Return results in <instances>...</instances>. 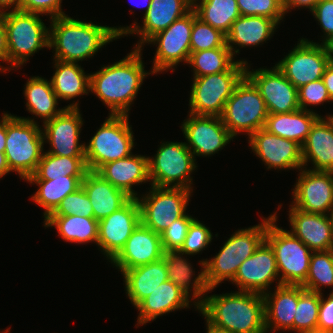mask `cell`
<instances>
[{"label": "cell", "instance_id": "cell-1", "mask_svg": "<svg viewBox=\"0 0 333 333\" xmlns=\"http://www.w3.org/2000/svg\"><path fill=\"white\" fill-rule=\"evenodd\" d=\"M142 49H133L124 58L90 73V94H95L110 110L109 115H129L131 105L148 75Z\"/></svg>", "mask_w": 333, "mask_h": 333}, {"label": "cell", "instance_id": "cell-2", "mask_svg": "<svg viewBox=\"0 0 333 333\" xmlns=\"http://www.w3.org/2000/svg\"><path fill=\"white\" fill-rule=\"evenodd\" d=\"M208 288L198 312L212 326L230 333H266L263 294L245 291L211 294Z\"/></svg>", "mask_w": 333, "mask_h": 333}, {"label": "cell", "instance_id": "cell-3", "mask_svg": "<svg viewBox=\"0 0 333 333\" xmlns=\"http://www.w3.org/2000/svg\"><path fill=\"white\" fill-rule=\"evenodd\" d=\"M49 48L53 59L80 63L94 57V54L114 40L121 38L107 25L77 20L69 15L49 19Z\"/></svg>", "mask_w": 333, "mask_h": 333}, {"label": "cell", "instance_id": "cell-4", "mask_svg": "<svg viewBox=\"0 0 333 333\" xmlns=\"http://www.w3.org/2000/svg\"><path fill=\"white\" fill-rule=\"evenodd\" d=\"M261 219L258 225L236 230L213 258L202 259L208 288H217L223 281L232 282L239 266L265 240L267 217Z\"/></svg>", "mask_w": 333, "mask_h": 333}, {"label": "cell", "instance_id": "cell-5", "mask_svg": "<svg viewBox=\"0 0 333 333\" xmlns=\"http://www.w3.org/2000/svg\"><path fill=\"white\" fill-rule=\"evenodd\" d=\"M44 151V136L37 120L6 112L4 153L10 171L26 181L36 171Z\"/></svg>", "mask_w": 333, "mask_h": 333}, {"label": "cell", "instance_id": "cell-6", "mask_svg": "<svg viewBox=\"0 0 333 333\" xmlns=\"http://www.w3.org/2000/svg\"><path fill=\"white\" fill-rule=\"evenodd\" d=\"M40 16L21 10L4 14L9 64L5 67V74L19 69L41 49H50L49 27Z\"/></svg>", "mask_w": 333, "mask_h": 333}, {"label": "cell", "instance_id": "cell-7", "mask_svg": "<svg viewBox=\"0 0 333 333\" xmlns=\"http://www.w3.org/2000/svg\"><path fill=\"white\" fill-rule=\"evenodd\" d=\"M247 60L237 61L225 72L193 77L189 97V113L221 117L226 101L246 75Z\"/></svg>", "mask_w": 333, "mask_h": 333}, {"label": "cell", "instance_id": "cell-8", "mask_svg": "<svg viewBox=\"0 0 333 333\" xmlns=\"http://www.w3.org/2000/svg\"><path fill=\"white\" fill-rule=\"evenodd\" d=\"M129 115H109L87 144L85 161L89 171L133 154L136 146Z\"/></svg>", "mask_w": 333, "mask_h": 333}, {"label": "cell", "instance_id": "cell-9", "mask_svg": "<svg viewBox=\"0 0 333 333\" xmlns=\"http://www.w3.org/2000/svg\"><path fill=\"white\" fill-rule=\"evenodd\" d=\"M277 211L267 217L265 240L275 253L282 285H302L309 271L312 251L289 230L277 225Z\"/></svg>", "mask_w": 333, "mask_h": 333}, {"label": "cell", "instance_id": "cell-10", "mask_svg": "<svg viewBox=\"0 0 333 333\" xmlns=\"http://www.w3.org/2000/svg\"><path fill=\"white\" fill-rule=\"evenodd\" d=\"M156 154L148 156L151 185L193 191L192 173L198 165L184 142L161 141Z\"/></svg>", "mask_w": 333, "mask_h": 333}, {"label": "cell", "instance_id": "cell-11", "mask_svg": "<svg viewBox=\"0 0 333 333\" xmlns=\"http://www.w3.org/2000/svg\"><path fill=\"white\" fill-rule=\"evenodd\" d=\"M268 112L264 99L254 83L245 75L226 101L221 119L235 138L239 134L248 137L264 128Z\"/></svg>", "mask_w": 333, "mask_h": 333}, {"label": "cell", "instance_id": "cell-12", "mask_svg": "<svg viewBox=\"0 0 333 333\" xmlns=\"http://www.w3.org/2000/svg\"><path fill=\"white\" fill-rule=\"evenodd\" d=\"M148 189L146 194L137 197L141 223L161 234L173 221L186 214L193 191L153 185Z\"/></svg>", "mask_w": 333, "mask_h": 333}, {"label": "cell", "instance_id": "cell-13", "mask_svg": "<svg viewBox=\"0 0 333 333\" xmlns=\"http://www.w3.org/2000/svg\"><path fill=\"white\" fill-rule=\"evenodd\" d=\"M193 27V9L177 19L168 28L154 35L146 44L156 46L151 71L161 74L168 70L174 72L180 62L187 64L191 48V31Z\"/></svg>", "mask_w": 333, "mask_h": 333}, {"label": "cell", "instance_id": "cell-14", "mask_svg": "<svg viewBox=\"0 0 333 333\" xmlns=\"http://www.w3.org/2000/svg\"><path fill=\"white\" fill-rule=\"evenodd\" d=\"M330 56L326 44L307 38L298 39L297 45L275 65L298 89L312 81L322 79Z\"/></svg>", "mask_w": 333, "mask_h": 333}, {"label": "cell", "instance_id": "cell-15", "mask_svg": "<svg viewBox=\"0 0 333 333\" xmlns=\"http://www.w3.org/2000/svg\"><path fill=\"white\" fill-rule=\"evenodd\" d=\"M193 9V0H151L150 7L143 13V20L140 23L134 21L126 27H113L120 36L137 35L135 49H143L144 45L157 33L168 28L177 19L183 17ZM128 34V35H127Z\"/></svg>", "mask_w": 333, "mask_h": 333}, {"label": "cell", "instance_id": "cell-16", "mask_svg": "<svg viewBox=\"0 0 333 333\" xmlns=\"http://www.w3.org/2000/svg\"><path fill=\"white\" fill-rule=\"evenodd\" d=\"M292 189V203L296 209L315 214L333 212V173L302 168Z\"/></svg>", "mask_w": 333, "mask_h": 333}, {"label": "cell", "instance_id": "cell-17", "mask_svg": "<svg viewBox=\"0 0 333 333\" xmlns=\"http://www.w3.org/2000/svg\"><path fill=\"white\" fill-rule=\"evenodd\" d=\"M250 65L246 64V76L260 91L268 114L288 113L300 109L298 89L276 65L269 69L258 68L255 71L250 70Z\"/></svg>", "mask_w": 333, "mask_h": 333}, {"label": "cell", "instance_id": "cell-18", "mask_svg": "<svg viewBox=\"0 0 333 333\" xmlns=\"http://www.w3.org/2000/svg\"><path fill=\"white\" fill-rule=\"evenodd\" d=\"M80 107H66L58 116L42 126L44 143L49 154L67 157H85V142L80 143L84 120Z\"/></svg>", "mask_w": 333, "mask_h": 333}, {"label": "cell", "instance_id": "cell-19", "mask_svg": "<svg viewBox=\"0 0 333 333\" xmlns=\"http://www.w3.org/2000/svg\"><path fill=\"white\" fill-rule=\"evenodd\" d=\"M181 131L186 146L197 157H210L221 151L234 137L223 124L221 117L198 116L188 113L183 120Z\"/></svg>", "mask_w": 333, "mask_h": 333}, {"label": "cell", "instance_id": "cell-20", "mask_svg": "<svg viewBox=\"0 0 333 333\" xmlns=\"http://www.w3.org/2000/svg\"><path fill=\"white\" fill-rule=\"evenodd\" d=\"M248 138L249 146L267 170H295L303 168L302 146L297 142L269 133L262 128ZM298 170V171H297Z\"/></svg>", "mask_w": 333, "mask_h": 333}, {"label": "cell", "instance_id": "cell-21", "mask_svg": "<svg viewBox=\"0 0 333 333\" xmlns=\"http://www.w3.org/2000/svg\"><path fill=\"white\" fill-rule=\"evenodd\" d=\"M276 287L280 283L275 253L270 244L264 240L256 251L238 268L231 282L238 291L264 294L272 290V283Z\"/></svg>", "mask_w": 333, "mask_h": 333}, {"label": "cell", "instance_id": "cell-22", "mask_svg": "<svg viewBox=\"0 0 333 333\" xmlns=\"http://www.w3.org/2000/svg\"><path fill=\"white\" fill-rule=\"evenodd\" d=\"M141 222L137 198L98 221V250L110 262L124 247L133 230Z\"/></svg>", "mask_w": 333, "mask_h": 333}, {"label": "cell", "instance_id": "cell-23", "mask_svg": "<svg viewBox=\"0 0 333 333\" xmlns=\"http://www.w3.org/2000/svg\"><path fill=\"white\" fill-rule=\"evenodd\" d=\"M163 253L160 234L140 222L124 247L110 262L122 273L125 270L157 261L163 257Z\"/></svg>", "mask_w": 333, "mask_h": 333}, {"label": "cell", "instance_id": "cell-24", "mask_svg": "<svg viewBox=\"0 0 333 333\" xmlns=\"http://www.w3.org/2000/svg\"><path fill=\"white\" fill-rule=\"evenodd\" d=\"M290 232L312 252L333 249V233L330 215L304 212L289 205Z\"/></svg>", "mask_w": 333, "mask_h": 333}, {"label": "cell", "instance_id": "cell-25", "mask_svg": "<svg viewBox=\"0 0 333 333\" xmlns=\"http://www.w3.org/2000/svg\"><path fill=\"white\" fill-rule=\"evenodd\" d=\"M301 285H280L263 294L266 333L293 331V322ZM270 331V332H269Z\"/></svg>", "mask_w": 333, "mask_h": 333}, {"label": "cell", "instance_id": "cell-26", "mask_svg": "<svg viewBox=\"0 0 333 333\" xmlns=\"http://www.w3.org/2000/svg\"><path fill=\"white\" fill-rule=\"evenodd\" d=\"M192 302L178 286L172 281L167 280L135 307L139 311L136 321L137 325L135 326L138 328L151 321H155L158 316L160 317L180 309H187L191 305L197 311L198 307Z\"/></svg>", "mask_w": 333, "mask_h": 333}, {"label": "cell", "instance_id": "cell-27", "mask_svg": "<svg viewBox=\"0 0 333 333\" xmlns=\"http://www.w3.org/2000/svg\"><path fill=\"white\" fill-rule=\"evenodd\" d=\"M303 168L311 163V170H333V115L321 116L312 126L302 145Z\"/></svg>", "mask_w": 333, "mask_h": 333}, {"label": "cell", "instance_id": "cell-28", "mask_svg": "<svg viewBox=\"0 0 333 333\" xmlns=\"http://www.w3.org/2000/svg\"><path fill=\"white\" fill-rule=\"evenodd\" d=\"M187 256L179 251H164V264L168 272V280L178 286L199 307L208 291L204 262L199 261L201 270L195 275L193 266Z\"/></svg>", "mask_w": 333, "mask_h": 333}, {"label": "cell", "instance_id": "cell-29", "mask_svg": "<svg viewBox=\"0 0 333 333\" xmlns=\"http://www.w3.org/2000/svg\"><path fill=\"white\" fill-rule=\"evenodd\" d=\"M97 173L132 198H137L140 195L133 190L134 186L148 182L151 185L148 156L141 154H131L126 158L106 163Z\"/></svg>", "mask_w": 333, "mask_h": 333}, {"label": "cell", "instance_id": "cell-30", "mask_svg": "<svg viewBox=\"0 0 333 333\" xmlns=\"http://www.w3.org/2000/svg\"><path fill=\"white\" fill-rule=\"evenodd\" d=\"M278 26L275 20L264 16H240L226 35L227 46L235 58L241 48L262 46L273 37Z\"/></svg>", "mask_w": 333, "mask_h": 333}, {"label": "cell", "instance_id": "cell-31", "mask_svg": "<svg viewBox=\"0 0 333 333\" xmlns=\"http://www.w3.org/2000/svg\"><path fill=\"white\" fill-rule=\"evenodd\" d=\"M81 187L90 200L94 218L97 221L117 211L132 198L125 191L114 187L95 171L86 173Z\"/></svg>", "mask_w": 333, "mask_h": 333}, {"label": "cell", "instance_id": "cell-32", "mask_svg": "<svg viewBox=\"0 0 333 333\" xmlns=\"http://www.w3.org/2000/svg\"><path fill=\"white\" fill-rule=\"evenodd\" d=\"M164 257L148 263L123 271L124 287L126 296L134 308L148 295L168 280Z\"/></svg>", "mask_w": 333, "mask_h": 333}, {"label": "cell", "instance_id": "cell-33", "mask_svg": "<svg viewBox=\"0 0 333 333\" xmlns=\"http://www.w3.org/2000/svg\"><path fill=\"white\" fill-rule=\"evenodd\" d=\"M24 86L26 110L43 120L42 124L58 116L66 107H79L77 100L78 102L73 101L63 108H58L59 99L53 91L51 81L42 76L28 78Z\"/></svg>", "mask_w": 333, "mask_h": 333}, {"label": "cell", "instance_id": "cell-34", "mask_svg": "<svg viewBox=\"0 0 333 333\" xmlns=\"http://www.w3.org/2000/svg\"><path fill=\"white\" fill-rule=\"evenodd\" d=\"M55 68L50 78L52 88L59 101H69L90 93V74L79 63L53 59Z\"/></svg>", "mask_w": 333, "mask_h": 333}, {"label": "cell", "instance_id": "cell-35", "mask_svg": "<svg viewBox=\"0 0 333 333\" xmlns=\"http://www.w3.org/2000/svg\"><path fill=\"white\" fill-rule=\"evenodd\" d=\"M320 117L321 115L317 112L301 109L288 113L268 114L264 129L302 146L312 126Z\"/></svg>", "mask_w": 333, "mask_h": 333}, {"label": "cell", "instance_id": "cell-36", "mask_svg": "<svg viewBox=\"0 0 333 333\" xmlns=\"http://www.w3.org/2000/svg\"><path fill=\"white\" fill-rule=\"evenodd\" d=\"M83 179L84 177L64 176V178H53L52 180L26 181L38 186L30 199L44 209L43 218L45 220L68 194L81 188Z\"/></svg>", "mask_w": 333, "mask_h": 333}, {"label": "cell", "instance_id": "cell-37", "mask_svg": "<svg viewBox=\"0 0 333 333\" xmlns=\"http://www.w3.org/2000/svg\"><path fill=\"white\" fill-rule=\"evenodd\" d=\"M44 228H55L65 242L86 244L98 242V221L82 216H48Z\"/></svg>", "mask_w": 333, "mask_h": 333}, {"label": "cell", "instance_id": "cell-38", "mask_svg": "<svg viewBox=\"0 0 333 333\" xmlns=\"http://www.w3.org/2000/svg\"><path fill=\"white\" fill-rule=\"evenodd\" d=\"M196 16L225 35L241 16L236 0H193Z\"/></svg>", "mask_w": 333, "mask_h": 333}, {"label": "cell", "instance_id": "cell-39", "mask_svg": "<svg viewBox=\"0 0 333 333\" xmlns=\"http://www.w3.org/2000/svg\"><path fill=\"white\" fill-rule=\"evenodd\" d=\"M85 157H67L43 153L37 169L27 180H52L64 176L85 177L88 172Z\"/></svg>", "mask_w": 333, "mask_h": 333}, {"label": "cell", "instance_id": "cell-40", "mask_svg": "<svg viewBox=\"0 0 333 333\" xmlns=\"http://www.w3.org/2000/svg\"><path fill=\"white\" fill-rule=\"evenodd\" d=\"M237 60L228 46L191 52L187 64L192 67L193 77L227 71Z\"/></svg>", "mask_w": 333, "mask_h": 333}, {"label": "cell", "instance_id": "cell-41", "mask_svg": "<svg viewBox=\"0 0 333 333\" xmlns=\"http://www.w3.org/2000/svg\"><path fill=\"white\" fill-rule=\"evenodd\" d=\"M301 286L319 294L323 293L322 288L324 287L333 288V249L312 252L309 271L305 282Z\"/></svg>", "mask_w": 333, "mask_h": 333}, {"label": "cell", "instance_id": "cell-42", "mask_svg": "<svg viewBox=\"0 0 333 333\" xmlns=\"http://www.w3.org/2000/svg\"><path fill=\"white\" fill-rule=\"evenodd\" d=\"M320 307V294L301 286L293 322L294 333L317 328Z\"/></svg>", "mask_w": 333, "mask_h": 333}, {"label": "cell", "instance_id": "cell-43", "mask_svg": "<svg viewBox=\"0 0 333 333\" xmlns=\"http://www.w3.org/2000/svg\"><path fill=\"white\" fill-rule=\"evenodd\" d=\"M227 46L226 35L204 23L193 10V27L191 31V52L203 51L213 48Z\"/></svg>", "mask_w": 333, "mask_h": 333}, {"label": "cell", "instance_id": "cell-44", "mask_svg": "<svg viewBox=\"0 0 333 333\" xmlns=\"http://www.w3.org/2000/svg\"><path fill=\"white\" fill-rule=\"evenodd\" d=\"M241 16H264L279 25L285 18L283 0H236Z\"/></svg>", "mask_w": 333, "mask_h": 333}, {"label": "cell", "instance_id": "cell-45", "mask_svg": "<svg viewBox=\"0 0 333 333\" xmlns=\"http://www.w3.org/2000/svg\"><path fill=\"white\" fill-rule=\"evenodd\" d=\"M70 215L94 218L92 205L82 187L76 192L68 194L49 216Z\"/></svg>", "mask_w": 333, "mask_h": 333}, {"label": "cell", "instance_id": "cell-46", "mask_svg": "<svg viewBox=\"0 0 333 333\" xmlns=\"http://www.w3.org/2000/svg\"><path fill=\"white\" fill-rule=\"evenodd\" d=\"M213 239V233L205 224L194 219L189 226L187 236L178 250L179 252L195 256L205 250Z\"/></svg>", "mask_w": 333, "mask_h": 333}, {"label": "cell", "instance_id": "cell-47", "mask_svg": "<svg viewBox=\"0 0 333 333\" xmlns=\"http://www.w3.org/2000/svg\"><path fill=\"white\" fill-rule=\"evenodd\" d=\"M195 219L186 213L183 217L173 221L170 226L164 230L161 236V243L164 251H178L188 233L189 226Z\"/></svg>", "mask_w": 333, "mask_h": 333}, {"label": "cell", "instance_id": "cell-48", "mask_svg": "<svg viewBox=\"0 0 333 333\" xmlns=\"http://www.w3.org/2000/svg\"><path fill=\"white\" fill-rule=\"evenodd\" d=\"M333 102L322 79L312 81L298 88V103L301 110L315 112L311 106ZM310 106V108H309Z\"/></svg>", "mask_w": 333, "mask_h": 333}, {"label": "cell", "instance_id": "cell-49", "mask_svg": "<svg viewBox=\"0 0 333 333\" xmlns=\"http://www.w3.org/2000/svg\"><path fill=\"white\" fill-rule=\"evenodd\" d=\"M311 14L323 32L322 40H320L322 42L319 41V44H326L333 38V1L320 0Z\"/></svg>", "mask_w": 333, "mask_h": 333}, {"label": "cell", "instance_id": "cell-50", "mask_svg": "<svg viewBox=\"0 0 333 333\" xmlns=\"http://www.w3.org/2000/svg\"><path fill=\"white\" fill-rule=\"evenodd\" d=\"M63 0H23L19 10L49 16L50 19L65 16L61 8Z\"/></svg>", "mask_w": 333, "mask_h": 333}, {"label": "cell", "instance_id": "cell-51", "mask_svg": "<svg viewBox=\"0 0 333 333\" xmlns=\"http://www.w3.org/2000/svg\"><path fill=\"white\" fill-rule=\"evenodd\" d=\"M320 294V307L317 328L333 332V292Z\"/></svg>", "mask_w": 333, "mask_h": 333}, {"label": "cell", "instance_id": "cell-52", "mask_svg": "<svg viewBox=\"0 0 333 333\" xmlns=\"http://www.w3.org/2000/svg\"><path fill=\"white\" fill-rule=\"evenodd\" d=\"M0 61H2V63L6 62L8 64V48L3 13H0ZM0 73H5V67L4 65H1V63Z\"/></svg>", "mask_w": 333, "mask_h": 333}, {"label": "cell", "instance_id": "cell-53", "mask_svg": "<svg viewBox=\"0 0 333 333\" xmlns=\"http://www.w3.org/2000/svg\"><path fill=\"white\" fill-rule=\"evenodd\" d=\"M320 0H283V8L285 15L291 12L292 9L298 8L301 9H309L310 12L316 7V4Z\"/></svg>", "mask_w": 333, "mask_h": 333}, {"label": "cell", "instance_id": "cell-54", "mask_svg": "<svg viewBox=\"0 0 333 333\" xmlns=\"http://www.w3.org/2000/svg\"><path fill=\"white\" fill-rule=\"evenodd\" d=\"M325 87L327 88L328 94L333 101V62L327 65L324 74L322 76Z\"/></svg>", "mask_w": 333, "mask_h": 333}, {"label": "cell", "instance_id": "cell-55", "mask_svg": "<svg viewBox=\"0 0 333 333\" xmlns=\"http://www.w3.org/2000/svg\"><path fill=\"white\" fill-rule=\"evenodd\" d=\"M22 2L23 0H0V13L5 14L8 12L17 11L19 10Z\"/></svg>", "mask_w": 333, "mask_h": 333}, {"label": "cell", "instance_id": "cell-56", "mask_svg": "<svg viewBox=\"0 0 333 333\" xmlns=\"http://www.w3.org/2000/svg\"><path fill=\"white\" fill-rule=\"evenodd\" d=\"M6 144V113H2L0 119V152H5Z\"/></svg>", "mask_w": 333, "mask_h": 333}, {"label": "cell", "instance_id": "cell-57", "mask_svg": "<svg viewBox=\"0 0 333 333\" xmlns=\"http://www.w3.org/2000/svg\"><path fill=\"white\" fill-rule=\"evenodd\" d=\"M10 168L7 164L6 156L4 152H0V179L5 175L9 174Z\"/></svg>", "mask_w": 333, "mask_h": 333}, {"label": "cell", "instance_id": "cell-58", "mask_svg": "<svg viewBox=\"0 0 333 333\" xmlns=\"http://www.w3.org/2000/svg\"><path fill=\"white\" fill-rule=\"evenodd\" d=\"M205 324H206V333H230L228 331L222 330V329H218L214 326H212L211 324H209L206 320H205Z\"/></svg>", "mask_w": 333, "mask_h": 333}, {"label": "cell", "instance_id": "cell-59", "mask_svg": "<svg viewBox=\"0 0 333 333\" xmlns=\"http://www.w3.org/2000/svg\"><path fill=\"white\" fill-rule=\"evenodd\" d=\"M141 2H142V3H141L142 5H141L140 3H139V4H137V3H132V2H131V3L133 4V6H137V7H138V6H139V7H140V6H141V7L143 6L144 8H146V9H144V10H145V13H146V12L148 11L149 7H150L151 0H142ZM143 4H144V5H143Z\"/></svg>", "mask_w": 333, "mask_h": 333}, {"label": "cell", "instance_id": "cell-60", "mask_svg": "<svg viewBox=\"0 0 333 333\" xmlns=\"http://www.w3.org/2000/svg\"><path fill=\"white\" fill-rule=\"evenodd\" d=\"M329 52L330 60L333 62V38L326 43Z\"/></svg>", "mask_w": 333, "mask_h": 333}, {"label": "cell", "instance_id": "cell-61", "mask_svg": "<svg viewBox=\"0 0 333 333\" xmlns=\"http://www.w3.org/2000/svg\"><path fill=\"white\" fill-rule=\"evenodd\" d=\"M299 333H333L324 329H319V328H315L313 330H308V331H303V332H299Z\"/></svg>", "mask_w": 333, "mask_h": 333}, {"label": "cell", "instance_id": "cell-62", "mask_svg": "<svg viewBox=\"0 0 333 333\" xmlns=\"http://www.w3.org/2000/svg\"><path fill=\"white\" fill-rule=\"evenodd\" d=\"M330 219H331V223H332V233H333V212L330 214Z\"/></svg>", "mask_w": 333, "mask_h": 333}, {"label": "cell", "instance_id": "cell-63", "mask_svg": "<svg viewBox=\"0 0 333 333\" xmlns=\"http://www.w3.org/2000/svg\"><path fill=\"white\" fill-rule=\"evenodd\" d=\"M11 328H6L4 331H0V333H10Z\"/></svg>", "mask_w": 333, "mask_h": 333}]
</instances>
